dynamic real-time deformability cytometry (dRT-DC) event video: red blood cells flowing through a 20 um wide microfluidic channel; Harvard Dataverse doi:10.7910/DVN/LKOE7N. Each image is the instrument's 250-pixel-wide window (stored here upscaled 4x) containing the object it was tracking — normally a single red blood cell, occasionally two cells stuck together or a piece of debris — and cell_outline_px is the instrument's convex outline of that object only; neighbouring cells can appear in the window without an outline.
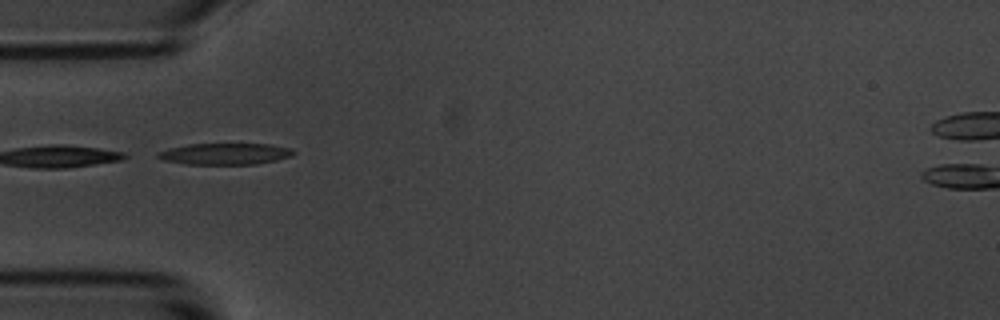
{"species": "common noctule bat (a hibernating species)", "species_latin": "Nyctalus noctula", "temperature_condition": "room temperature", "stored_images_in_passage": 6, "camera_frame_rate_fps": 3000, "um_per_image_px": 0.085, "animal": {"sex": "male", "body_mass_g": 20.1, "forearm_length_mm": 53.5}, "frame": {"image": 1, "passage_image": 6, "time_ms": 5.667, "image_size_px": [1000, 320], "cell_outline_px": [[296, 152], [292, 156], [276, 160], [256, 164], [184, 164], [164, 160], [156, 156], [156, 152], [168, 148], [188, 144], [268, 144], [292, 148]], "centroid_in_image_um": [19.12, 13.07], "position_along_channel_um": 65.9, "area_um2": 16.99}}